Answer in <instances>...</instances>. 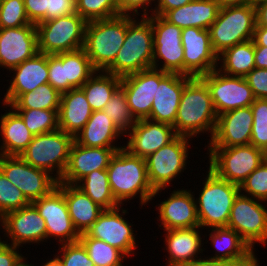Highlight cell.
Returning <instances> with one entry per match:
<instances>
[{
	"label": "cell",
	"mask_w": 267,
	"mask_h": 266,
	"mask_svg": "<svg viewBox=\"0 0 267 266\" xmlns=\"http://www.w3.org/2000/svg\"><path fill=\"white\" fill-rule=\"evenodd\" d=\"M217 113L206 83L200 77H192L184 86L174 130L177 135L191 139L200 133H210L212 139L216 124Z\"/></svg>",
	"instance_id": "1"
},
{
	"label": "cell",
	"mask_w": 267,
	"mask_h": 266,
	"mask_svg": "<svg viewBox=\"0 0 267 266\" xmlns=\"http://www.w3.org/2000/svg\"><path fill=\"white\" fill-rule=\"evenodd\" d=\"M106 170L112 194L121 206L137 195L141 207L153 199L155 190L149 182L144 158L133 156L122 148L116 151Z\"/></svg>",
	"instance_id": "2"
},
{
	"label": "cell",
	"mask_w": 267,
	"mask_h": 266,
	"mask_svg": "<svg viewBox=\"0 0 267 266\" xmlns=\"http://www.w3.org/2000/svg\"><path fill=\"white\" fill-rule=\"evenodd\" d=\"M139 20L136 21L133 16L127 15V33L124 43L114 62L105 72L124 77L152 68V24L146 17L141 16Z\"/></svg>",
	"instance_id": "3"
},
{
	"label": "cell",
	"mask_w": 267,
	"mask_h": 266,
	"mask_svg": "<svg viewBox=\"0 0 267 266\" xmlns=\"http://www.w3.org/2000/svg\"><path fill=\"white\" fill-rule=\"evenodd\" d=\"M127 33V15L89 21L83 49L96 71H105L115 60Z\"/></svg>",
	"instance_id": "4"
},
{
	"label": "cell",
	"mask_w": 267,
	"mask_h": 266,
	"mask_svg": "<svg viewBox=\"0 0 267 266\" xmlns=\"http://www.w3.org/2000/svg\"><path fill=\"white\" fill-rule=\"evenodd\" d=\"M203 188L196 200L197 215L200 227H227L230 211L240 187L218 177L208 170Z\"/></svg>",
	"instance_id": "5"
},
{
	"label": "cell",
	"mask_w": 267,
	"mask_h": 266,
	"mask_svg": "<svg viewBox=\"0 0 267 266\" xmlns=\"http://www.w3.org/2000/svg\"><path fill=\"white\" fill-rule=\"evenodd\" d=\"M255 25V5L220 7L217 19L208 29L214 52L219 55L236 44L251 40Z\"/></svg>",
	"instance_id": "6"
},
{
	"label": "cell",
	"mask_w": 267,
	"mask_h": 266,
	"mask_svg": "<svg viewBox=\"0 0 267 266\" xmlns=\"http://www.w3.org/2000/svg\"><path fill=\"white\" fill-rule=\"evenodd\" d=\"M74 137L55 130L33 137L20 157L35 168L46 170L59 181L65 172ZM56 173H53V172Z\"/></svg>",
	"instance_id": "7"
},
{
	"label": "cell",
	"mask_w": 267,
	"mask_h": 266,
	"mask_svg": "<svg viewBox=\"0 0 267 266\" xmlns=\"http://www.w3.org/2000/svg\"><path fill=\"white\" fill-rule=\"evenodd\" d=\"M209 168L218 177L240 185L266 159L263 151L253 145L208 147Z\"/></svg>",
	"instance_id": "8"
},
{
	"label": "cell",
	"mask_w": 267,
	"mask_h": 266,
	"mask_svg": "<svg viewBox=\"0 0 267 266\" xmlns=\"http://www.w3.org/2000/svg\"><path fill=\"white\" fill-rule=\"evenodd\" d=\"M86 24L78 13L38 23V51L54 55L83 48Z\"/></svg>",
	"instance_id": "9"
},
{
	"label": "cell",
	"mask_w": 267,
	"mask_h": 266,
	"mask_svg": "<svg viewBox=\"0 0 267 266\" xmlns=\"http://www.w3.org/2000/svg\"><path fill=\"white\" fill-rule=\"evenodd\" d=\"M189 141L190 137L177 135L170 143L145 159L148 179L155 190L153 197L165 190L186 169Z\"/></svg>",
	"instance_id": "10"
},
{
	"label": "cell",
	"mask_w": 267,
	"mask_h": 266,
	"mask_svg": "<svg viewBox=\"0 0 267 266\" xmlns=\"http://www.w3.org/2000/svg\"><path fill=\"white\" fill-rule=\"evenodd\" d=\"M146 18L151 22L153 30L152 68L184 75L182 29L162 16L150 14ZM159 60L163 65H159Z\"/></svg>",
	"instance_id": "11"
},
{
	"label": "cell",
	"mask_w": 267,
	"mask_h": 266,
	"mask_svg": "<svg viewBox=\"0 0 267 266\" xmlns=\"http://www.w3.org/2000/svg\"><path fill=\"white\" fill-rule=\"evenodd\" d=\"M0 171L30 203L48 195L58 183L49 172L31 166L20 156L0 155Z\"/></svg>",
	"instance_id": "12"
},
{
	"label": "cell",
	"mask_w": 267,
	"mask_h": 266,
	"mask_svg": "<svg viewBox=\"0 0 267 266\" xmlns=\"http://www.w3.org/2000/svg\"><path fill=\"white\" fill-rule=\"evenodd\" d=\"M263 202L239 193L230 211L227 227L236 231L251 249L255 243H267V208Z\"/></svg>",
	"instance_id": "13"
},
{
	"label": "cell",
	"mask_w": 267,
	"mask_h": 266,
	"mask_svg": "<svg viewBox=\"0 0 267 266\" xmlns=\"http://www.w3.org/2000/svg\"><path fill=\"white\" fill-rule=\"evenodd\" d=\"M200 78L209 89L217 115L249 107L256 99L245 77L227 75L214 69Z\"/></svg>",
	"instance_id": "14"
},
{
	"label": "cell",
	"mask_w": 267,
	"mask_h": 266,
	"mask_svg": "<svg viewBox=\"0 0 267 266\" xmlns=\"http://www.w3.org/2000/svg\"><path fill=\"white\" fill-rule=\"evenodd\" d=\"M121 208L120 205V207L103 210L86 233L90 237L110 244L129 257L132 256V253L134 255L137 244L132 224L124 218L128 212L123 208L121 211Z\"/></svg>",
	"instance_id": "15"
},
{
	"label": "cell",
	"mask_w": 267,
	"mask_h": 266,
	"mask_svg": "<svg viewBox=\"0 0 267 266\" xmlns=\"http://www.w3.org/2000/svg\"><path fill=\"white\" fill-rule=\"evenodd\" d=\"M184 75L200 77L219 67L208 29L188 27L182 29Z\"/></svg>",
	"instance_id": "16"
},
{
	"label": "cell",
	"mask_w": 267,
	"mask_h": 266,
	"mask_svg": "<svg viewBox=\"0 0 267 266\" xmlns=\"http://www.w3.org/2000/svg\"><path fill=\"white\" fill-rule=\"evenodd\" d=\"M32 204L45 221L47 239H59V244L79 241L80 234L73 226L64 194L58 187Z\"/></svg>",
	"instance_id": "17"
},
{
	"label": "cell",
	"mask_w": 267,
	"mask_h": 266,
	"mask_svg": "<svg viewBox=\"0 0 267 266\" xmlns=\"http://www.w3.org/2000/svg\"><path fill=\"white\" fill-rule=\"evenodd\" d=\"M5 237L11 238V244L21 247L26 243H40L47 239V230L43 217L30 203L20 209L7 212L0 219Z\"/></svg>",
	"instance_id": "18"
},
{
	"label": "cell",
	"mask_w": 267,
	"mask_h": 266,
	"mask_svg": "<svg viewBox=\"0 0 267 266\" xmlns=\"http://www.w3.org/2000/svg\"><path fill=\"white\" fill-rule=\"evenodd\" d=\"M38 33L35 24L17 28H0V67L7 71L38 53Z\"/></svg>",
	"instance_id": "19"
},
{
	"label": "cell",
	"mask_w": 267,
	"mask_h": 266,
	"mask_svg": "<svg viewBox=\"0 0 267 266\" xmlns=\"http://www.w3.org/2000/svg\"><path fill=\"white\" fill-rule=\"evenodd\" d=\"M159 83L160 70L155 68L121 77L120 87L136 120L149 118Z\"/></svg>",
	"instance_id": "20"
},
{
	"label": "cell",
	"mask_w": 267,
	"mask_h": 266,
	"mask_svg": "<svg viewBox=\"0 0 267 266\" xmlns=\"http://www.w3.org/2000/svg\"><path fill=\"white\" fill-rule=\"evenodd\" d=\"M124 148L118 147H86L72 143L69 153V160L60 183L76 185L81 179L95 170H106L111 158L117 150Z\"/></svg>",
	"instance_id": "21"
},
{
	"label": "cell",
	"mask_w": 267,
	"mask_h": 266,
	"mask_svg": "<svg viewBox=\"0 0 267 266\" xmlns=\"http://www.w3.org/2000/svg\"><path fill=\"white\" fill-rule=\"evenodd\" d=\"M127 133L125 137L127 135L129 140L126 146L124 145V149L133 156L144 159L170 143L177 136L172 125L150 119L137 120Z\"/></svg>",
	"instance_id": "22"
},
{
	"label": "cell",
	"mask_w": 267,
	"mask_h": 266,
	"mask_svg": "<svg viewBox=\"0 0 267 266\" xmlns=\"http://www.w3.org/2000/svg\"><path fill=\"white\" fill-rule=\"evenodd\" d=\"M253 125L251 106L227 111L217 117L214 135L208 147L250 145Z\"/></svg>",
	"instance_id": "23"
},
{
	"label": "cell",
	"mask_w": 267,
	"mask_h": 266,
	"mask_svg": "<svg viewBox=\"0 0 267 266\" xmlns=\"http://www.w3.org/2000/svg\"><path fill=\"white\" fill-rule=\"evenodd\" d=\"M192 77L160 70V83L148 119L174 125L184 86Z\"/></svg>",
	"instance_id": "24"
},
{
	"label": "cell",
	"mask_w": 267,
	"mask_h": 266,
	"mask_svg": "<svg viewBox=\"0 0 267 266\" xmlns=\"http://www.w3.org/2000/svg\"><path fill=\"white\" fill-rule=\"evenodd\" d=\"M11 71L13 78L3 98L4 106L12 104L21 94L48 83V54L38 52L34 57L12 68L10 73Z\"/></svg>",
	"instance_id": "25"
},
{
	"label": "cell",
	"mask_w": 267,
	"mask_h": 266,
	"mask_svg": "<svg viewBox=\"0 0 267 266\" xmlns=\"http://www.w3.org/2000/svg\"><path fill=\"white\" fill-rule=\"evenodd\" d=\"M191 190H173L170 197L162 201L158 209L159 227L164 230L199 227L196 200Z\"/></svg>",
	"instance_id": "26"
},
{
	"label": "cell",
	"mask_w": 267,
	"mask_h": 266,
	"mask_svg": "<svg viewBox=\"0 0 267 266\" xmlns=\"http://www.w3.org/2000/svg\"><path fill=\"white\" fill-rule=\"evenodd\" d=\"M200 228L199 226L164 230L167 233L164 239L165 248L169 254L167 266H182L201 257L197 256L204 251Z\"/></svg>",
	"instance_id": "27"
},
{
	"label": "cell",
	"mask_w": 267,
	"mask_h": 266,
	"mask_svg": "<svg viewBox=\"0 0 267 266\" xmlns=\"http://www.w3.org/2000/svg\"><path fill=\"white\" fill-rule=\"evenodd\" d=\"M92 112L90 104L81 88H73L61 93L58 112L59 130L75 137L85 126Z\"/></svg>",
	"instance_id": "28"
},
{
	"label": "cell",
	"mask_w": 267,
	"mask_h": 266,
	"mask_svg": "<svg viewBox=\"0 0 267 266\" xmlns=\"http://www.w3.org/2000/svg\"><path fill=\"white\" fill-rule=\"evenodd\" d=\"M220 6L216 0H194L179 8L167 11L162 17L180 27L209 29L217 19Z\"/></svg>",
	"instance_id": "29"
},
{
	"label": "cell",
	"mask_w": 267,
	"mask_h": 266,
	"mask_svg": "<svg viewBox=\"0 0 267 266\" xmlns=\"http://www.w3.org/2000/svg\"><path fill=\"white\" fill-rule=\"evenodd\" d=\"M57 187L64 194L74 228L79 234L85 233L104 209L94 203L76 185L58 182Z\"/></svg>",
	"instance_id": "30"
},
{
	"label": "cell",
	"mask_w": 267,
	"mask_h": 266,
	"mask_svg": "<svg viewBox=\"0 0 267 266\" xmlns=\"http://www.w3.org/2000/svg\"><path fill=\"white\" fill-rule=\"evenodd\" d=\"M125 134L103 110L94 111L85 126L75 135L74 141L86 147H117L114 142Z\"/></svg>",
	"instance_id": "31"
},
{
	"label": "cell",
	"mask_w": 267,
	"mask_h": 266,
	"mask_svg": "<svg viewBox=\"0 0 267 266\" xmlns=\"http://www.w3.org/2000/svg\"><path fill=\"white\" fill-rule=\"evenodd\" d=\"M1 114L0 135L2 145L0 155L20 156L31 143L34 135L24 124L22 118L12 109Z\"/></svg>",
	"instance_id": "32"
},
{
	"label": "cell",
	"mask_w": 267,
	"mask_h": 266,
	"mask_svg": "<svg viewBox=\"0 0 267 266\" xmlns=\"http://www.w3.org/2000/svg\"><path fill=\"white\" fill-rule=\"evenodd\" d=\"M208 231H211L208 235L216 252L213 257H205L206 259L225 262L242 258L252 250L233 229L220 227Z\"/></svg>",
	"instance_id": "33"
},
{
	"label": "cell",
	"mask_w": 267,
	"mask_h": 266,
	"mask_svg": "<svg viewBox=\"0 0 267 266\" xmlns=\"http://www.w3.org/2000/svg\"><path fill=\"white\" fill-rule=\"evenodd\" d=\"M218 64L220 67L217 69L224 74L245 77L255 68L253 40L236 44L224 50L218 55Z\"/></svg>",
	"instance_id": "34"
},
{
	"label": "cell",
	"mask_w": 267,
	"mask_h": 266,
	"mask_svg": "<svg viewBox=\"0 0 267 266\" xmlns=\"http://www.w3.org/2000/svg\"><path fill=\"white\" fill-rule=\"evenodd\" d=\"M99 73V74H98ZM121 77L105 71H96L82 86L92 111L103 110L114 92L120 87Z\"/></svg>",
	"instance_id": "35"
},
{
	"label": "cell",
	"mask_w": 267,
	"mask_h": 266,
	"mask_svg": "<svg viewBox=\"0 0 267 266\" xmlns=\"http://www.w3.org/2000/svg\"><path fill=\"white\" fill-rule=\"evenodd\" d=\"M76 186L104 210L120 206L112 194L107 170L91 172L81 179Z\"/></svg>",
	"instance_id": "36"
},
{
	"label": "cell",
	"mask_w": 267,
	"mask_h": 266,
	"mask_svg": "<svg viewBox=\"0 0 267 266\" xmlns=\"http://www.w3.org/2000/svg\"><path fill=\"white\" fill-rule=\"evenodd\" d=\"M61 93L49 83L38 86L35 90L21 94L12 104V109L59 110Z\"/></svg>",
	"instance_id": "37"
},
{
	"label": "cell",
	"mask_w": 267,
	"mask_h": 266,
	"mask_svg": "<svg viewBox=\"0 0 267 266\" xmlns=\"http://www.w3.org/2000/svg\"><path fill=\"white\" fill-rule=\"evenodd\" d=\"M62 65L64 66L65 81H68L74 88H81L96 72L83 48L62 52Z\"/></svg>",
	"instance_id": "38"
},
{
	"label": "cell",
	"mask_w": 267,
	"mask_h": 266,
	"mask_svg": "<svg viewBox=\"0 0 267 266\" xmlns=\"http://www.w3.org/2000/svg\"><path fill=\"white\" fill-rule=\"evenodd\" d=\"M79 241L86 248L95 266H123L127 258L120 250L110 244L90 237L86 232L80 234Z\"/></svg>",
	"instance_id": "39"
},
{
	"label": "cell",
	"mask_w": 267,
	"mask_h": 266,
	"mask_svg": "<svg viewBox=\"0 0 267 266\" xmlns=\"http://www.w3.org/2000/svg\"><path fill=\"white\" fill-rule=\"evenodd\" d=\"M23 120L30 132L36 136L58 130L59 110L13 109Z\"/></svg>",
	"instance_id": "40"
},
{
	"label": "cell",
	"mask_w": 267,
	"mask_h": 266,
	"mask_svg": "<svg viewBox=\"0 0 267 266\" xmlns=\"http://www.w3.org/2000/svg\"><path fill=\"white\" fill-rule=\"evenodd\" d=\"M103 111L124 134H127L137 122L129 109L121 87L114 92L111 99L104 106Z\"/></svg>",
	"instance_id": "41"
},
{
	"label": "cell",
	"mask_w": 267,
	"mask_h": 266,
	"mask_svg": "<svg viewBox=\"0 0 267 266\" xmlns=\"http://www.w3.org/2000/svg\"><path fill=\"white\" fill-rule=\"evenodd\" d=\"M76 13L87 22L120 15L116 0H76Z\"/></svg>",
	"instance_id": "42"
},
{
	"label": "cell",
	"mask_w": 267,
	"mask_h": 266,
	"mask_svg": "<svg viewBox=\"0 0 267 266\" xmlns=\"http://www.w3.org/2000/svg\"><path fill=\"white\" fill-rule=\"evenodd\" d=\"M251 109L253 125L250 145L263 150L267 146V99H255Z\"/></svg>",
	"instance_id": "43"
},
{
	"label": "cell",
	"mask_w": 267,
	"mask_h": 266,
	"mask_svg": "<svg viewBox=\"0 0 267 266\" xmlns=\"http://www.w3.org/2000/svg\"><path fill=\"white\" fill-rule=\"evenodd\" d=\"M31 24L24 6V0L0 1V28H17Z\"/></svg>",
	"instance_id": "44"
},
{
	"label": "cell",
	"mask_w": 267,
	"mask_h": 266,
	"mask_svg": "<svg viewBox=\"0 0 267 266\" xmlns=\"http://www.w3.org/2000/svg\"><path fill=\"white\" fill-rule=\"evenodd\" d=\"M24 194L0 171V219L13 210L29 205Z\"/></svg>",
	"instance_id": "45"
},
{
	"label": "cell",
	"mask_w": 267,
	"mask_h": 266,
	"mask_svg": "<svg viewBox=\"0 0 267 266\" xmlns=\"http://www.w3.org/2000/svg\"><path fill=\"white\" fill-rule=\"evenodd\" d=\"M244 191V192H243ZM240 193L260 201H267V160L256 168L240 185ZM246 193V194H245Z\"/></svg>",
	"instance_id": "46"
},
{
	"label": "cell",
	"mask_w": 267,
	"mask_h": 266,
	"mask_svg": "<svg viewBox=\"0 0 267 266\" xmlns=\"http://www.w3.org/2000/svg\"><path fill=\"white\" fill-rule=\"evenodd\" d=\"M59 250L60 254L54 256L62 266H95L80 241L63 243Z\"/></svg>",
	"instance_id": "47"
},
{
	"label": "cell",
	"mask_w": 267,
	"mask_h": 266,
	"mask_svg": "<svg viewBox=\"0 0 267 266\" xmlns=\"http://www.w3.org/2000/svg\"><path fill=\"white\" fill-rule=\"evenodd\" d=\"M48 72V83L60 93L67 92L74 88L68 81H65L62 53L48 55Z\"/></svg>",
	"instance_id": "48"
},
{
	"label": "cell",
	"mask_w": 267,
	"mask_h": 266,
	"mask_svg": "<svg viewBox=\"0 0 267 266\" xmlns=\"http://www.w3.org/2000/svg\"><path fill=\"white\" fill-rule=\"evenodd\" d=\"M245 79L256 99H267V69L255 67L245 76Z\"/></svg>",
	"instance_id": "49"
},
{
	"label": "cell",
	"mask_w": 267,
	"mask_h": 266,
	"mask_svg": "<svg viewBox=\"0 0 267 266\" xmlns=\"http://www.w3.org/2000/svg\"><path fill=\"white\" fill-rule=\"evenodd\" d=\"M76 13V0H47L46 21Z\"/></svg>",
	"instance_id": "50"
},
{
	"label": "cell",
	"mask_w": 267,
	"mask_h": 266,
	"mask_svg": "<svg viewBox=\"0 0 267 266\" xmlns=\"http://www.w3.org/2000/svg\"><path fill=\"white\" fill-rule=\"evenodd\" d=\"M157 0H116L118 5V11L120 15H131L138 16V10L142 9L143 14L142 17L149 16L148 8L152 5V2H156ZM148 6V7H147Z\"/></svg>",
	"instance_id": "51"
},
{
	"label": "cell",
	"mask_w": 267,
	"mask_h": 266,
	"mask_svg": "<svg viewBox=\"0 0 267 266\" xmlns=\"http://www.w3.org/2000/svg\"><path fill=\"white\" fill-rule=\"evenodd\" d=\"M24 6L30 23L46 21L47 0H24Z\"/></svg>",
	"instance_id": "52"
},
{
	"label": "cell",
	"mask_w": 267,
	"mask_h": 266,
	"mask_svg": "<svg viewBox=\"0 0 267 266\" xmlns=\"http://www.w3.org/2000/svg\"><path fill=\"white\" fill-rule=\"evenodd\" d=\"M18 250L19 247L8 244V240L0 239V266H16L24 258Z\"/></svg>",
	"instance_id": "53"
},
{
	"label": "cell",
	"mask_w": 267,
	"mask_h": 266,
	"mask_svg": "<svg viewBox=\"0 0 267 266\" xmlns=\"http://www.w3.org/2000/svg\"><path fill=\"white\" fill-rule=\"evenodd\" d=\"M194 0H157L155 8L149 9L153 15L163 16L167 11L179 8ZM154 9V10H153Z\"/></svg>",
	"instance_id": "54"
},
{
	"label": "cell",
	"mask_w": 267,
	"mask_h": 266,
	"mask_svg": "<svg viewBox=\"0 0 267 266\" xmlns=\"http://www.w3.org/2000/svg\"><path fill=\"white\" fill-rule=\"evenodd\" d=\"M221 266H259V263L252 249L242 258L221 262Z\"/></svg>",
	"instance_id": "55"
},
{
	"label": "cell",
	"mask_w": 267,
	"mask_h": 266,
	"mask_svg": "<svg viewBox=\"0 0 267 266\" xmlns=\"http://www.w3.org/2000/svg\"><path fill=\"white\" fill-rule=\"evenodd\" d=\"M256 24L267 27V0H258L255 3Z\"/></svg>",
	"instance_id": "56"
},
{
	"label": "cell",
	"mask_w": 267,
	"mask_h": 266,
	"mask_svg": "<svg viewBox=\"0 0 267 266\" xmlns=\"http://www.w3.org/2000/svg\"><path fill=\"white\" fill-rule=\"evenodd\" d=\"M254 60L256 68L267 69V47L254 46Z\"/></svg>",
	"instance_id": "57"
},
{
	"label": "cell",
	"mask_w": 267,
	"mask_h": 266,
	"mask_svg": "<svg viewBox=\"0 0 267 266\" xmlns=\"http://www.w3.org/2000/svg\"><path fill=\"white\" fill-rule=\"evenodd\" d=\"M254 46L267 47V27L255 25L253 38Z\"/></svg>",
	"instance_id": "58"
},
{
	"label": "cell",
	"mask_w": 267,
	"mask_h": 266,
	"mask_svg": "<svg viewBox=\"0 0 267 266\" xmlns=\"http://www.w3.org/2000/svg\"><path fill=\"white\" fill-rule=\"evenodd\" d=\"M220 7L239 6V5H255L258 0H216Z\"/></svg>",
	"instance_id": "59"
},
{
	"label": "cell",
	"mask_w": 267,
	"mask_h": 266,
	"mask_svg": "<svg viewBox=\"0 0 267 266\" xmlns=\"http://www.w3.org/2000/svg\"><path fill=\"white\" fill-rule=\"evenodd\" d=\"M182 266H221V262L201 257L196 261H193L191 263Z\"/></svg>",
	"instance_id": "60"
},
{
	"label": "cell",
	"mask_w": 267,
	"mask_h": 266,
	"mask_svg": "<svg viewBox=\"0 0 267 266\" xmlns=\"http://www.w3.org/2000/svg\"><path fill=\"white\" fill-rule=\"evenodd\" d=\"M47 261L42 266H62L61 263L55 257Z\"/></svg>",
	"instance_id": "61"
},
{
	"label": "cell",
	"mask_w": 267,
	"mask_h": 266,
	"mask_svg": "<svg viewBox=\"0 0 267 266\" xmlns=\"http://www.w3.org/2000/svg\"><path fill=\"white\" fill-rule=\"evenodd\" d=\"M25 260H26V258H23L16 266H34V264L33 265L32 264H29Z\"/></svg>",
	"instance_id": "62"
},
{
	"label": "cell",
	"mask_w": 267,
	"mask_h": 266,
	"mask_svg": "<svg viewBox=\"0 0 267 266\" xmlns=\"http://www.w3.org/2000/svg\"><path fill=\"white\" fill-rule=\"evenodd\" d=\"M262 151H263L265 159L267 160V146Z\"/></svg>",
	"instance_id": "63"
}]
</instances>
